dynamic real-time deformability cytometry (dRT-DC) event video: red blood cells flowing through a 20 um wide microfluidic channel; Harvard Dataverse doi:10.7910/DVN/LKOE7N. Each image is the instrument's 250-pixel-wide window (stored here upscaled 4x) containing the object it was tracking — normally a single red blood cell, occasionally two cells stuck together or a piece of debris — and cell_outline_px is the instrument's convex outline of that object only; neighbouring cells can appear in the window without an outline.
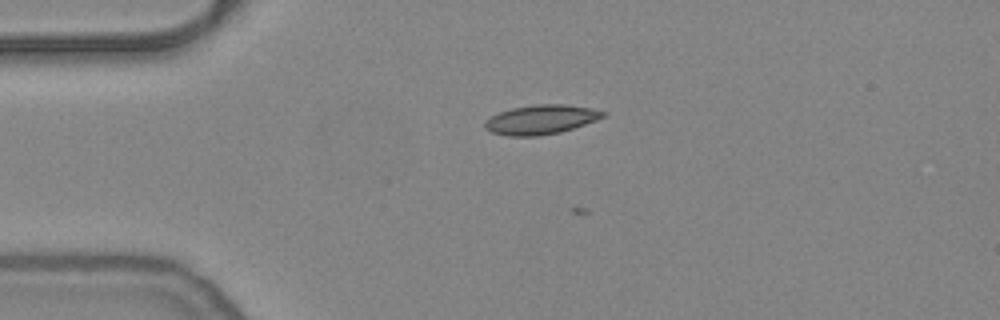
{"species": "common noctule bat (a hibernating species)", "species_latin": "Nyctalus noctula", "temperature_condition": "warm", "stored_images_in_passage": 22, "camera_frame_rate_fps": 3000, "um_per_image_px": 0.085, "animal": {"sex": "female", "body_mass_g": 24.6, "forearm_length_mm": 56.2}, "frame": {"image": 1, "passage_image": 14, "time_ms": 4.333, "image_size_px": [1000, 320], "cell_outline_px": [[608, 112], [604, 116], [596, 120], [560, 132], [536, 136], [508, 136], [492, 132], [484, 128], [484, 120], [500, 112], [512, 108], [536, 104], [564, 104], [592, 108]], "centroid_in_image_um": [45.97, 10.16], "position_along_channel_um": 39.0, "area_um2": 20.11}}
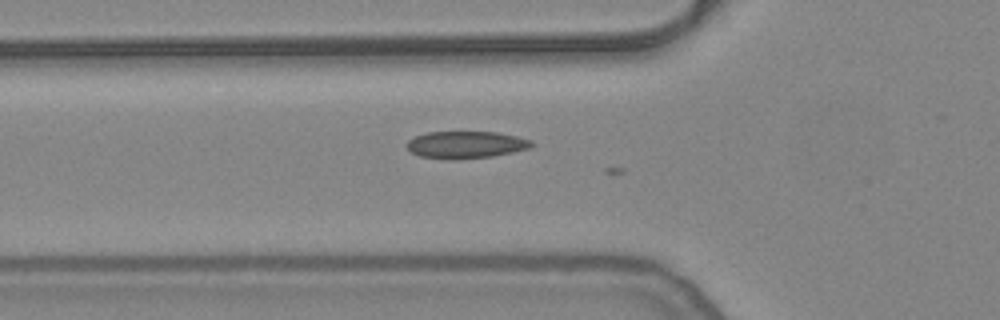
{"frame": {"image": 2, "passage_image": 20, "time_ms": 6.333, "image_size_px": [1000, 320], "cell_outline_px": [[536, 144], [532, 148], [492, 156], [452, 160], [420, 156], [412, 152], [404, 144], [408, 140], [416, 136], [428, 132], [496, 132], [516, 136], [532, 140]], "centroid_in_image_um": [39.62, 12.3], "position_along_channel_um": 86.2, "area_um2": 19.83}}